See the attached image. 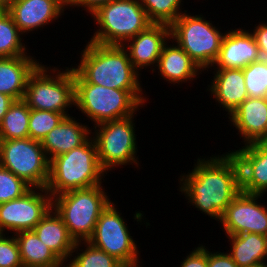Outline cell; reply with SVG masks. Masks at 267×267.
Listing matches in <instances>:
<instances>
[{"mask_svg": "<svg viewBox=\"0 0 267 267\" xmlns=\"http://www.w3.org/2000/svg\"><path fill=\"white\" fill-rule=\"evenodd\" d=\"M32 187L0 165V203L22 197Z\"/></svg>", "mask_w": 267, "mask_h": 267, "instance_id": "1f68e13d", "label": "cell"}, {"mask_svg": "<svg viewBox=\"0 0 267 267\" xmlns=\"http://www.w3.org/2000/svg\"><path fill=\"white\" fill-rule=\"evenodd\" d=\"M256 267H267V264H262V265H259V266H256Z\"/></svg>", "mask_w": 267, "mask_h": 267, "instance_id": "b9f144b4", "label": "cell"}, {"mask_svg": "<svg viewBox=\"0 0 267 267\" xmlns=\"http://www.w3.org/2000/svg\"><path fill=\"white\" fill-rule=\"evenodd\" d=\"M145 9L148 19L154 24L171 26L178 17L187 12L180 8L182 0H138ZM180 10V11H179Z\"/></svg>", "mask_w": 267, "mask_h": 267, "instance_id": "f1b7e54d", "label": "cell"}, {"mask_svg": "<svg viewBox=\"0 0 267 267\" xmlns=\"http://www.w3.org/2000/svg\"><path fill=\"white\" fill-rule=\"evenodd\" d=\"M37 237L49 247L64 263L67 262L75 248L76 241L62 221V218L51 208L33 229Z\"/></svg>", "mask_w": 267, "mask_h": 267, "instance_id": "7402d4cb", "label": "cell"}, {"mask_svg": "<svg viewBox=\"0 0 267 267\" xmlns=\"http://www.w3.org/2000/svg\"><path fill=\"white\" fill-rule=\"evenodd\" d=\"M80 58L77 68L73 69L87 83L119 90H142L140 74L123 46L89 41Z\"/></svg>", "mask_w": 267, "mask_h": 267, "instance_id": "7a4b0ae2", "label": "cell"}, {"mask_svg": "<svg viewBox=\"0 0 267 267\" xmlns=\"http://www.w3.org/2000/svg\"><path fill=\"white\" fill-rule=\"evenodd\" d=\"M231 152L239 162L241 191L264 195L267 191V148L261 142H253Z\"/></svg>", "mask_w": 267, "mask_h": 267, "instance_id": "9a60e30c", "label": "cell"}, {"mask_svg": "<svg viewBox=\"0 0 267 267\" xmlns=\"http://www.w3.org/2000/svg\"><path fill=\"white\" fill-rule=\"evenodd\" d=\"M115 206L111 201L101 212L88 242L115 257L125 267H133L140 263L138 247Z\"/></svg>", "mask_w": 267, "mask_h": 267, "instance_id": "8fae6325", "label": "cell"}, {"mask_svg": "<svg viewBox=\"0 0 267 267\" xmlns=\"http://www.w3.org/2000/svg\"><path fill=\"white\" fill-rule=\"evenodd\" d=\"M74 81V106L93 121L94 126L134 115L146 102L142 90H119L90 84L75 70Z\"/></svg>", "mask_w": 267, "mask_h": 267, "instance_id": "277c9868", "label": "cell"}, {"mask_svg": "<svg viewBox=\"0 0 267 267\" xmlns=\"http://www.w3.org/2000/svg\"><path fill=\"white\" fill-rule=\"evenodd\" d=\"M30 108L22 100H15L0 123V140L24 139L29 137L28 123Z\"/></svg>", "mask_w": 267, "mask_h": 267, "instance_id": "484cf974", "label": "cell"}, {"mask_svg": "<svg viewBox=\"0 0 267 267\" xmlns=\"http://www.w3.org/2000/svg\"><path fill=\"white\" fill-rule=\"evenodd\" d=\"M208 267H239L232 259L229 253L209 252L208 251Z\"/></svg>", "mask_w": 267, "mask_h": 267, "instance_id": "d590c367", "label": "cell"}, {"mask_svg": "<svg viewBox=\"0 0 267 267\" xmlns=\"http://www.w3.org/2000/svg\"><path fill=\"white\" fill-rule=\"evenodd\" d=\"M15 238L23 267H65L64 263L37 237L33 230L18 232Z\"/></svg>", "mask_w": 267, "mask_h": 267, "instance_id": "cb8c5ba5", "label": "cell"}, {"mask_svg": "<svg viewBox=\"0 0 267 267\" xmlns=\"http://www.w3.org/2000/svg\"><path fill=\"white\" fill-rule=\"evenodd\" d=\"M39 65V61L28 54L0 58V93L15 100H22L28 78Z\"/></svg>", "mask_w": 267, "mask_h": 267, "instance_id": "44dd1931", "label": "cell"}, {"mask_svg": "<svg viewBox=\"0 0 267 267\" xmlns=\"http://www.w3.org/2000/svg\"><path fill=\"white\" fill-rule=\"evenodd\" d=\"M183 260L180 267H208V250L198 246Z\"/></svg>", "mask_w": 267, "mask_h": 267, "instance_id": "836d02e7", "label": "cell"}, {"mask_svg": "<svg viewBox=\"0 0 267 267\" xmlns=\"http://www.w3.org/2000/svg\"><path fill=\"white\" fill-rule=\"evenodd\" d=\"M108 197L100 184L56 195L52 197V208L76 242L88 241L101 212L111 202Z\"/></svg>", "mask_w": 267, "mask_h": 267, "instance_id": "5b68a950", "label": "cell"}, {"mask_svg": "<svg viewBox=\"0 0 267 267\" xmlns=\"http://www.w3.org/2000/svg\"><path fill=\"white\" fill-rule=\"evenodd\" d=\"M49 69L54 73L58 71L54 76ZM74 96L73 66L62 72L56 67L46 68L41 63L28 78L23 100L30 109L59 112L66 117L69 116L67 108L75 105Z\"/></svg>", "mask_w": 267, "mask_h": 267, "instance_id": "52a82bcc", "label": "cell"}, {"mask_svg": "<svg viewBox=\"0 0 267 267\" xmlns=\"http://www.w3.org/2000/svg\"><path fill=\"white\" fill-rule=\"evenodd\" d=\"M81 243L83 246L86 247L85 250H80L79 246H81ZM81 251L82 253L78 252ZM74 252L78 254L77 256H74V258H70V263L68 262L65 267H125L119 260H117L115 257L109 255L103 250H100L93 245H91L88 241H77L75 248L72 251V255H74Z\"/></svg>", "mask_w": 267, "mask_h": 267, "instance_id": "83f0119b", "label": "cell"}, {"mask_svg": "<svg viewBox=\"0 0 267 267\" xmlns=\"http://www.w3.org/2000/svg\"><path fill=\"white\" fill-rule=\"evenodd\" d=\"M261 143L267 148V136L261 141Z\"/></svg>", "mask_w": 267, "mask_h": 267, "instance_id": "ab89813d", "label": "cell"}, {"mask_svg": "<svg viewBox=\"0 0 267 267\" xmlns=\"http://www.w3.org/2000/svg\"><path fill=\"white\" fill-rule=\"evenodd\" d=\"M16 0H0V10H7Z\"/></svg>", "mask_w": 267, "mask_h": 267, "instance_id": "f35d334b", "label": "cell"}, {"mask_svg": "<svg viewBox=\"0 0 267 267\" xmlns=\"http://www.w3.org/2000/svg\"><path fill=\"white\" fill-rule=\"evenodd\" d=\"M232 248L229 254L239 267H256L265 263V236L255 233L228 235ZM264 261V262H263Z\"/></svg>", "mask_w": 267, "mask_h": 267, "instance_id": "d4e9b609", "label": "cell"}, {"mask_svg": "<svg viewBox=\"0 0 267 267\" xmlns=\"http://www.w3.org/2000/svg\"><path fill=\"white\" fill-rule=\"evenodd\" d=\"M260 60L259 47L249 30L231 29L223 36L215 69H243Z\"/></svg>", "mask_w": 267, "mask_h": 267, "instance_id": "2e32d148", "label": "cell"}, {"mask_svg": "<svg viewBox=\"0 0 267 267\" xmlns=\"http://www.w3.org/2000/svg\"><path fill=\"white\" fill-rule=\"evenodd\" d=\"M50 161L40 141L31 138L0 140V165L32 188H46Z\"/></svg>", "mask_w": 267, "mask_h": 267, "instance_id": "30bf717a", "label": "cell"}, {"mask_svg": "<svg viewBox=\"0 0 267 267\" xmlns=\"http://www.w3.org/2000/svg\"><path fill=\"white\" fill-rule=\"evenodd\" d=\"M93 135L80 147L50 160L46 190L52 197L102 184L106 173L99 164Z\"/></svg>", "mask_w": 267, "mask_h": 267, "instance_id": "3957f363", "label": "cell"}, {"mask_svg": "<svg viewBox=\"0 0 267 267\" xmlns=\"http://www.w3.org/2000/svg\"><path fill=\"white\" fill-rule=\"evenodd\" d=\"M251 34L259 47L260 59L267 61V23H259Z\"/></svg>", "mask_w": 267, "mask_h": 267, "instance_id": "e575fe53", "label": "cell"}, {"mask_svg": "<svg viewBox=\"0 0 267 267\" xmlns=\"http://www.w3.org/2000/svg\"><path fill=\"white\" fill-rule=\"evenodd\" d=\"M229 119L242 135L244 144L261 142L267 136V99L248 97L229 115Z\"/></svg>", "mask_w": 267, "mask_h": 267, "instance_id": "ac0fdd59", "label": "cell"}, {"mask_svg": "<svg viewBox=\"0 0 267 267\" xmlns=\"http://www.w3.org/2000/svg\"><path fill=\"white\" fill-rule=\"evenodd\" d=\"M133 119L134 115H131L94 126L96 130L92 133L97 146L98 160L105 172L129 163L138 167L137 135Z\"/></svg>", "mask_w": 267, "mask_h": 267, "instance_id": "9c48e42d", "label": "cell"}, {"mask_svg": "<svg viewBox=\"0 0 267 267\" xmlns=\"http://www.w3.org/2000/svg\"><path fill=\"white\" fill-rule=\"evenodd\" d=\"M51 208L52 196L46 188H31L20 198L0 203V233L33 230Z\"/></svg>", "mask_w": 267, "mask_h": 267, "instance_id": "7c38bea8", "label": "cell"}, {"mask_svg": "<svg viewBox=\"0 0 267 267\" xmlns=\"http://www.w3.org/2000/svg\"><path fill=\"white\" fill-rule=\"evenodd\" d=\"M91 16L100 29L90 41L101 45L123 46L153 24L138 0H112L97 8Z\"/></svg>", "mask_w": 267, "mask_h": 267, "instance_id": "8992f818", "label": "cell"}, {"mask_svg": "<svg viewBox=\"0 0 267 267\" xmlns=\"http://www.w3.org/2000/svg\"><path fill=\"white\" fill-rule=\"evenodd\" d=\"M112 0H66V7H84L83 10H88L92 14L101 5L111 2ZM86 8V9H85Z\"/></svg>", "mask_w": 267, "mask_h": 267, "instance_id": "8d00e7d4", "label": "cell"}, {"mask_svg": "<svg viewBox=\"0 0 267 267\" xmlns=\"http://www.w3.org/2000/svg\"><path fill=\"white\" fill-rule=\"evenodd\" d=\"M88 125L81 124L74 117L66 116L41 141L49 161L58 155L83 145L91 135Z\"/></svg>", "mask_w": 267, "mask_h": 267, "instance_id": "d6986e66", "label": "cell"}, {"mask_svg": "<svg viewBox=\"0 0 267 267\" xmlns=\"http://www.w3.org/2000/svg\"><path fill=\"white\" fill-rule=\"evenodd\" d=\"M15 99L9 95L0 93V123Z\"/></svg>", "mask_w": 267, "mask_h": 267, "instance_id": "74e56055", "label": "cell"}, {"mask_svg": "<svg viewBox=\"0 0 267 267\" xmlns=\"http://www.w3.org/2000/svg\"><path fill=\"white\" fill-rule=\"evenodd\" d=\"M65 6L66 0H16L7 11L24 34L57 20Z\"/></svg>", "mask_w": 267, "mask_h": 267, "instance_id": "e0dca14e", "label": "cell"}, {"mask_svg": "<svg viewBox=\"0 0 267 267\" xmlns=\"http://www.w3.org/2000/svg\"><path fill=\"white\" fill-rule=\"evenodd\" d=\"M261 196L241 191L226 207L219 222L227 235L267 234V208L258 204Z\"/></svg>", "mask_w": 267, "mask_h": 267, "instance_id": "4fadbf2b", "label": "cell"}, {"mask_svg": "<svg viewBox=\"0 0 267 267\" xmlns=\"http://www.w3.org/2000/svg\"><path fill=\"white\" fill-rule=\"evenodd\" d=\"M217 156L198 158L194 169L180 176L179 188L198 211L219 221L241 192V180L239 162L232 152Z\"/></svg>", "mask_w": 267, "mask_h": 267, "instance_id": "6da1fadb", "label": "cell"}, {"mask_svg": "<svg viewBox=\"0 0 267 267\" xmlns=\"http://www.w3.org/2000/svg\"><path fill=\"white\" fill-rule=\"evenodd\" d=\"M64 117L65 116L59 112L30 109L28 123L29 138L41 142Z\"/></svg>", "mask_w": 267, "mask_h": 267, "instance_id": "f546056e", "label": "cell"}, {"mask_svg": "<svg viewBox=\"0 0 267 267\" xmlns=\"http://www.w3.org/2000/svg\"><path fill=\"white\" fill-rule=\"evenodd\" d=\"M216 71V72H215ZM208 88L215 100L230 115L249 96L245 86L243 69H215Z\"/></svg>", "mask_w": 267, "mask_h": 267, "instance_id": "ffe728a7", "label": "cell"}, {"mask_svg": "<svg viewBox=\"0 0 267 267\" xmlns=\"http://www.w3.org/2000/svg\"><path fill=\"white\" fill-rule=\"evenodd\" d=\"M0 267H23L15 236L0 234Z\"/></svg>", "mask_w": 267, "mask_h": 267, "instance_id": "d6a6232c", "label": "cell"}, {"mask_svg": "<svg viewBox=\"0 0 267 267\" xmlns=\"http://www.w3.org/2000/svg\"><path fill=\"white\" fill-rule=\"evenodd\" d=\"M22 33L7 10H0V58L18 57L27 54L20 36Z\"/></svg>", "mask_w": 267, "mask_h": 267, "instance_id": "4316f807", "label": "cell"}, {"mask_svg": "<svg viewBox=\"0 0 267 267\" xmlns=\"http://www.w3.org/2000/svg\"><path fill=\"white\" fill-rule=\"evenodd\" d=\"M164 45L158 59L157 69L164 80L173 84L186 83L193 80L202 70L191 57L177 44ZM186 81V82H185Z\"/></svg>", "mask_w": 267, "mask_h": 267, "instance_id": "603a6c76", "label": "cell"}, {"mask_svg": "<svg viewBox=\"0 0 267 267\" xmlns=\"http://www.w3.org/2000/svg\"><path fill=\"white\" fill-rule=\"evenodd\" d=\"M210 22L202 15L185 12L170 26L172 42L176 41L203 71L212 67L218 58L225 34Z\"/></svg>", "mask_w": 267, "mask_h": 267, "instance_id": "ba28073f", "label": "cell"}, {"mask_svg": "<svg viewBox=\"0 0 267 267\" xmlns=\"http://www.w3.org/2000/svg\"><path fill=\"white\" fill-rule=\"evenodd\" d=\"M171 40V28L166 24H151L146 30L128 40L123 47L128 51L133 67L139 72L144 67L155 68L162 49Z\"/></svg>", "mask_w": 267, "mask_h": 267, "instance_id": "5bb4252c", "label": "cell"}, {"mask_svg": "<svg viewBox=\"0 0 267 267\" xmlns=\"http://www.w3.org/2000/svg\"><path fill=\"white\" fill-rule=\"evenodd\" d=\"M265 243H266V260H267V234L265 235Z\"/></svg>", "mask_w": 267, "mask_h": 267, "instance_id": "60d3db41", "label": "cell"}, {"mask_svg": "<svg viewBox=\"0 0 267 267\" xmlns=\"http://www.w3.org/2000/svg\"><path fill=\"white\" fill-rule=\"evenodd\" d=\"M245 86L250 98L267 96V61L258 60L243 68Z\"/></svg>", "mask_w": 267, "mask_h": 267, "instance_id": "4dcf8cb0", "label": "cell"}]
</instances>
